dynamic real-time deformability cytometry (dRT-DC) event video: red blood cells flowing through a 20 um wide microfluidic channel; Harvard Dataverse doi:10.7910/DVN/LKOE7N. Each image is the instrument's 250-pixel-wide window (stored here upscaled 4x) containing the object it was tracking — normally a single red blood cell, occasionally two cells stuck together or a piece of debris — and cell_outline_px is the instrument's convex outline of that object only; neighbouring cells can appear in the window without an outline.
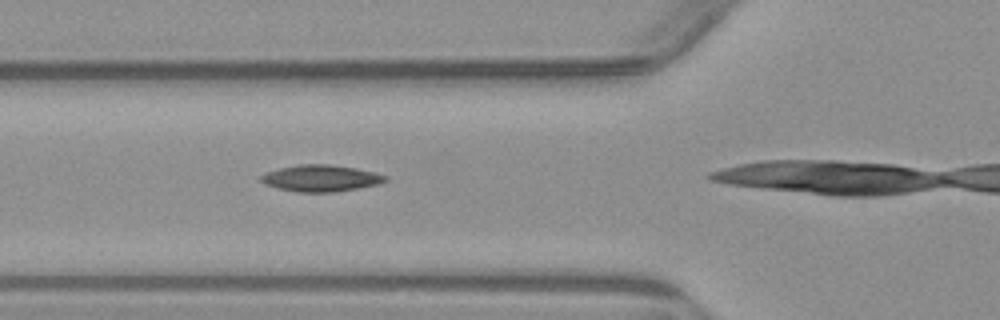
{"species": "common noctule bat (a hibernating species)", "species_latin": "Nyctalus noctula", "temperature_condition": "warm", "stored_images_in_passage": 3, "segment_of_instrument_passage": [1, 2], "camera_frame_rate_fps": 3000, "um_per_image_px": 0.085, "animal": {"sex": "male", "body_mass_g": 23.1, "forearm_length_mm": 52.7}, "frame": {"image": 1, "passage_image": 2, "time_ms": 1.0, "image_size_px": [1000, 320], "cell_outline_px": [[388, 180], [380, 184], [336, 192], [296, 192], [276, 188], [264, 184], [260, 180], [260, 176], [268, 172], [280, 168], [300, 164], [328, 164], [356, 168], [388, 176]], "centroid_in_image_um": [27.28, 15.16], "position_along_channel_um": 98.5, "area_um2": 19.31}}